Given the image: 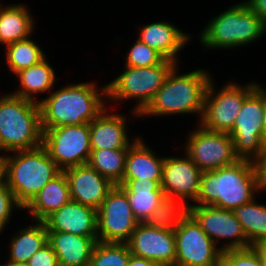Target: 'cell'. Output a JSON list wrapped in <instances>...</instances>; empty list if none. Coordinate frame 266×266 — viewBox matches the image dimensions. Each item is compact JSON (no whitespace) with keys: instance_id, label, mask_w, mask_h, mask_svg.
Here are the masks:
<instances>
[{"instance_id":"1","label":"cell","mask_w":266,"mask_h":266,"mask_svg":"<svg viewBox=\"0 0 266 266\" xmlns=\"http://www.w3.org/2000/svg\"><path fill=\"white\" fill-rule=\"evenodd\" d=\"M264 191L259 163L239 159L237 162L212 171H204L195 204L211 205L233 210L249 203Z\"/></svg>"},{"instance_id":"2","label":"cell","mask_w":266,"mask_h":266,"mask_svg":"<svg viewBox=\"0 0 266 266\" xmlns=\"http://www.w3.org/2000/svg\"><path fill=\"white\" fill-rule=\"evenodd\" d=\"M50 93L38 101L42 131L90 123L106 108V85L98 89L94 82L68 84Z\"/></svg>"},{"instance_id":"3","label":"cell","mask_w":266,"mask_h":266,"mask_svg":"<svg viewBox=\"0 0 266 266\" xmlns=\"http://www.w3.org/2000/svg\"><path fill=\"white\" fill-rule=\"evenodd\" d=\"M176 64L162 87L154 94L152 100L139 113V116H170L171 114L198 113L201 120L204 112L205 93L211 74L198 69L179 75Z\"/></svg>"},{"instance_id":"4","label":"cell","mask_w":266,"mask_h":266,"mask_svg":"<svg viewBox=\"0 0 266 266\" xmlns=\"http://www.w3.org/2000/svg\"><path fill=\"white\" fill-rule=\"evenodd\" d=\"M5 169V183L23 209L39 191L62 170L41 145L34 149L0 155Z\"/></svg>"},{"instance_id":"5","label":"cell","mask_w":266,"mask_h":266,"mask_svg":"<svg viewBox=\"0 0 266 266\" xmlns=\"http://www.w3.org/2000/svg\"><path fill=\"white\" fill-rule=\"evenodd\" d=\"M39 104L15 96H0V151L15 152L42 145Z\"/></svg>"},{"instance_id":"6","label":"cell","mask_w":266,"mask_h":266,"mask_svg":"<svg viewBox=\"0 0 266 266\" xmlns=\"http://www.w3.org/2000/svg\"><path fill=\"white\" fill-rule=\"evenodd\" d=\"M265 32L266 24L241 2L212 18L199 40L205 49H232L257 41Z\"/></svg>"},{"instance_id":"7","label":"cell","mask_w":266,"mask_h":266,"mask_svg":"<svg viewBox=\"0 0 266 266\" xmlns=\"http://www.w3.org/2000/svg\"><path fill=\"white\" fill-rule=\"evenodd\" d=\"M178 64L165 59L162 63L151 67H128L125 71L106 84L107 99L120 102L121 100H136L132 110L134 117L152 100L154 94L162 87L167 75Z\"/></svg>"},{"instance_id":"8","label":"cell","mask_w":266,"mask_h":266,"mask_svg":"<svg viewBox=\"0 0 266 266\" xmlns=\"http://www.w3.org/2000/svg\"><path fill=\"white\" fill-rule=\"evenodd\" d=\"M256 88L245 98L233 124L230 136L240 159L261 163L266 155L264 142V88Z\"/></svg>"},{"instance_id":"9","label":"cell","mask_w":266,"mask_h":266,"mask_svg":"<svg viewBox=\"0 0 266 266\" xmlns=\"http://www.w3.org/2000/svg\"><path fill=\"white\" fill-rule=\"evenodd\" d=\"M210 80L204 100V112L200 125L209 131L231 133L235 119L241 110L245 98L256 88L254 81L240 86L228 82L219 92Z\"/></svg>"},{"instance_id":"10","label":"cell","mask_w":266,"mask_h":266,"mask_svg":"<svg viewBox=\"0 0 266 266\" xmlns=\"http://www.w3.org/2000/svg\"><path fill=\"white\" fill-rule=\"evenodd\" d=\"M42 145L62 171L87 164L92 151L90 123L48 128Z\"/></svg>"},{"instance_id":"11","label":"cell","mask_w":266,"mask_h":266,"mask_svg":"<svg viewBox=\"0 0 266 266\" xmlns=\"http://www.w3.org/2000/svg\"><path fill=\"white\" fill-rule=\"evenodd\" d=\"M188 135L184 153L202 172L231 165L240 159L229 133L209 131L199 124Z\"/></svg>"},{"instance_id":"12","label":"cell","mask_w":266,"mask_h":266,"mask_svg":"<svg viewBox=\"0 0 266 266\" xmlns=\"http://www.w3.org/2000/svg\"><path fill=\"white\" fill-rule=\"evenodd\" d=\"M175 266H219L221 245L217 246L187 213L174 230Z\"/></svg>"},{"instance_id":"13","label":"cell","mask_w":266,"mask_h":266,"mask_svg":"<svg viewBox=\"0 0 266 266\" xmlns=\"http://www.w3.org/2000/svg\"><path fill=\"white\" fill-rule=\"evenodd\" d=\"M138 224L126 192L115 185L97 210L98 241L126 243Z\"/></svg>"},{"instance_id":"14","label":"cell","mask_w":266,"mask_h":266,"mask_svg":"<svg viewBox=\"0 0 266 266\" xmlns=\"http://www.w3.org/2000/svg\"><path fill=\"white\" fill-rule=\"evenodd\" d=\"M188 213L217 246L220 239L228 240L226 245H222V251L249 248L243 228L231 210L211 205H190Z\"/></svg>"},{"instance_id":"15","label":"cell","mask_w":266,"mask_h":266,"mask_svg":"<svg viewBox=\"0 0 266 266\" xmlns=\"http://www.w3.org/2000/svg\"><path fill=\"white\" fill-rule=\"evenodd\" d=\"M202 173L186 154L165 157L161 179L165 197L178 199L188 208L198 198Z\"/></svg>"},{"instance_id":"16","label":"cell","mask_w":266,"mask_h":266,"mask_svg":"<svg viewBox=\"0 0 266 266\" xmlns=\"http://www.w3.org/2000/svg\"><path fill=\"white\" fill-rule=\"evenodd\" d=\"M131 254L163 266H175L174 231L155 228L140 222L126 242Z\"/></svg>"},{"instance_id":"17","label":"cell","mask_w":266,"mask_h":266,"mask_svg":"<svg viewBox=\"0 0 266 266\" xmlns=\"http://www.w3.org/2000/svg\"><path fill=\"white\" fill-rule=\"evenodd\" d=\"M71 200L98 210L108 192L115 186L88 164L64 170Z\"/></svg>"},{"instance_id":"18","label":"cell","mask_w":266,"mask_h":266,"mask_svg":"<svg viewBox=\"0 0 266 266\" xmlns=\"http://www.w3.org/2000/svg\"><path fill=\"white\" fill-rule=\"evenodd\" d=\"M44 223L47 231L68 232L83 237H98L97 210L70 200L49 215Z\"/></svg>"},{"instance_id":"19","label":"cell","mask_w":266,"mask_h":266,"mask_svg":"<svg viewBox=\"0 0 266 266\" xmlns=\"http://www.w3.org/2000/svg\"><path fill=\"white\" fill-rule=\"evenodd\" d=\"M106 110L90 122L91 149H128L139 136L129 140L126 118L121 114L107 113Z\"/></svg>"},{"instance_id":"20","label":"cell","mask_w":266,"mask_h":266,"mask_svg":"<svg viewBox=\"0 0 266 266\" xmlns=\"http://www.w3.org/2000/svg\"><path fill=\"white\" fill-rule=\"evenodd\" d=\"M48 244L55 252L59 266H88L98 237H83L60 231H47Z\"/></svg>"},{"instance_id":"21","label":"cell","mask_w":266,"mask_h":266,"mask_svg":"<svg viewBox=\"0 0 266 266\" xmlns=\"http://www.w3.org/2000/svg\"><path fill=\"white\" fill-rule=\"evenodd\" d=\"M139 28L138 39L160 53L165 59L176 63L177 55L185 44L190 41V35L166 21H159ZM178 53V54H177Z\"/></svg>"},{"instance_id":"22","label":"cell","mask_w":266,"mask_h":266,"mask_svg":"<svg viewBox=\"0 0 266 266\" xmlns=\"http://www.w3.org/2000/svg\"><path fill=\"white\" fill-rule=\"evenodd\" d=\"M119 186L126 192L139 223L145 222L165 197L161 180H122Z\"/></svg>"},{"instance_id":"23","label":"cell","mask_w":266,"mask_h":266,"mask_svg":"<svg viewBox=\"0 0 266 266\" xmlns=\"http://www.w3.org/2000/svg\"><path fill=\"white\" fill-rule=\"evenodd\" d=\"M165 157L155 156L139 137L129 148L122 180H161Z\"/></svg>"},{"instance_id":"24","label":"cell","mask_w":266,"mask_h":266,"mask_svg":"<svg viewBox=\"0 0 266 266\" xmlns=\"http://www.w3.org/2000/svg\"><path fill=\"white\" fill-rule=\"evenodd\" d=\"M70 200L68 179L62 171L50 180L23 210H28L34 221H44Z\"/></svg>"},{"instance_id":"25","label":"cell","mask_w":266,"mask_h":266,"mask_svg":"<svg viewBox=\"0 0 266 266\" xmlns=\"http://www.w3.org/2000/svg\"><path fill=\"white\" fill-rule=\"evenodd\" d=\"M25 6L20 3L0 6V44L8 45L31 37L35 23Z\"/></svg>"},{"instance_id":"26","label":"cell","mask_w":266,"mask_h":266,"mask_svg":"<svg viewBox=\"0 0 266 266\" xmlns=\"http://www.w3.org/2000/svg\"><path fill=\"white\" fill-rule=\"evenodd\" d=\"M15 75L18 76L20 84L18 90L11 94L36 103H38L36 94L46 91L47 94L48 91H52L56 83L55 70L46 58Z\"/></svg>"},{"instance_id":"27","label":"cell","mask_w":266,"mask_h":266,"mask_svg":"<svg viewBox=\"0 0 266 266\" xmlns=\"http://www.w3.org/2000/svg\"><path fill=\"white\" fill-rule=\"evenodd\" d=\"M35 223L33 226L20 229L12 236L8 261L28 263L37 251L48 244L47 227L44 221Z\"/></svg>"},{"instance_id":"28","label":"cell","mask_w":266,"mask_h":266,"mask_svg":"<svg viewBox=\"0 0 266 266\" xmlns=\"http://www.w3.org/2000/svg\"><path fill=\"white\" fill-rule=\"evenodd\" d=\"M128 149L92 150L87 164L114 185L123 179Z\"/></svg>"},{"instance_id":"29","label":"cell","mask_w":266,"mask_h":266,"mask_svg":"<svg viewBox=\"0 0 266 266\" xmlns=\"http://www.w3.org/2000/svg\"><path fill=\"white\" fill-rule=\"evenodd\" d=\"M255 200L232 210L249 241V247L266 239V205L258 204Z\"/></svg>"},{"instance_id":"30","label":"cell","mask_w":266,"mask_h":266,"mask_svg":"<svg viewBox=\"0 0 266 266\" xmlns=\"http://www.w3.org/2000/svg\"><path fill=\"white\" fill-rule=\"evenodd\" d=\"M45 58L43 49L30 37L6 45V61L13 75Z\"/></svg>"},{"instance_id":"31","label":"cell","mask_w":266,"mask_h":266,"mask_svg":"<svg viewBox=\"0 0 266 266\" xmlns=\"http://www.w3.org/2000/svg\"><path fill=\"white\" fill-rule=\"evenodd\" d=\"M187 213L188 208L181 201L164 197L144 223L155 228L174 231Z\"/></svg>"},{"instance_id":"32","label":"cell","mask_w":266,"mask_h":266,"mask_svg":"<svg viewBox=\"0 0 266 266\" xmlns=\"http://www.w3.org/2000/svg\"><path fill=\"white\" fill-rule=\"evenodd\" d=\"M130 255L126 243L98 241L88 266H127Z\"/></svg>"},{"instance_id":"33","label":"cell","mask_w":266,"mask_h":266,"mask_svg":"<svg viewBox=\"0 0 266 266\" xmlns=\"http://www.w3.org/2000/svg\"><path fill=\"white\" fill-rule=\"evenodd\" d=\"M125 66L128 67H151L162 63L165 58L137 38L135 44L126 54Z\"/></svg>"},{"instance_id":"34","label":"cell","mask_w":266,"mask_h":266,"mask_svg":"<svg viewBox=\"0 0 266 266\" xmlns=\"http://www.w3.org/2000/svg\"><path fill=\"white\" fill-rule=\"evenodd\" d=\"M219 266H263V263L255 249L249 247L222 251Z\"/></svg>"},{"instance_id":"35","label":"cell","mask_w":266,"mask_h":266,"mask_svg":"<svg viewBox=\"0 0 266 266\" xmlns=\"http://www.w3.org/2000/svg\"><path fill=\"white\" fill-rule=\"evenodd\" d=\"M23 210V207L16 201L12 190L4 183L0 186V233L10 222L12 211L15 209Z\"/></svg>"},{"instance_id":"36","label":"cell","mask_w":266,"mask_h":266,"mask_svg":"<svg viewBox=\"0 0 266 266\" xmlns=\"http://www.w3.org/2000/svg\"><path fill=\"white\" fill-rule=\"evenodd\" d=\"M28 264L30 266H59L57 256L49 244L37 251Z\"/></svg>"},{"instance_id":"37","label":"cell","mask_w":266,"mask_h":266,"mask_svg":"<svg viewBox=\"0 0 266 266\" xmlns=\"http://www.w3.org/2000/svg\"><path fill=\"white\" fill-rule=\"evenodd\" d=\"M245 3L266 24V0H246Z\"/></svg>"},{"instance_id":"38","label":"cell","mask_w":266,"mask_h":266,"mask_svg":"<svg viewBox=\"0 0 266 266\" xmlns=\"http://www.w3.org/2000/svg\"><path fill=\"white\" fill-rule=\"evenodd\" d=\"M127 266H163L160 263L130 255Z\"/></svg>"},{"instance_id":"39","label":"cell","mask_w":266,"mask_h":266,"mask_svg":"<svg viewBox=\"0 0 266 266\" xmlns=\"http://www.w3.org/2000/svg\"><path fill=\"white\" fill-rule=\"evenodd\" d=\"M252 247L259 254L263 266H266V239L255 243Z\"/></svg>"},{"instance_id":"40","label":"cell","mask_w":266,"mask_h":266,"mask_svg":"<svg viewBox=\"0 0 266 266\" xmlns=\"http://www.w3.org/2000/svg\"><path fill=\"white\" fill-rule=\"evenodd\" d=\"M261 172H262V181H263V188L266 190V155L264 160L260 163Z\"/></svg>"},{"instance_id":"41","label":"cell","mask_w":266,"mask_h":266,"mask_svg":"<svg viewBox=\"0 0 266 266\" xmlns=\"http://www.w3.org/2000/svg\"><path fill=\"white\" fill-rule=\"evenodd\" d=\"M264 142L266 143V90L264 89V125H263Z\"/></svg>"},{"instance_id":"42","label":"cell","mask_w":266,"mask_h":266,"mask_svg":"<svg viewBox=\"0 0 266 266\" xmlns=\"http://www.w3.org/2000/svg\"><path fill=\"white\" fill-rule=\"evenodd\" d=\"M5 183V169L3 162L0 158V186H2Z\"/></svg>"},{"instance_id":"43","label":"cell","mask_w":266,"mask_h":266,"mask_svg":"<svg viewBox=\"0 0 266 266\" xmlns=\"http://www.w3.org/2000/svg\"><path fill=\"white\" fill-rule=\"evenodd\" d=\"M0 266H30L28 263H24V262H10L7 261V264H0Z\"/></svg>"}]
</instances>
